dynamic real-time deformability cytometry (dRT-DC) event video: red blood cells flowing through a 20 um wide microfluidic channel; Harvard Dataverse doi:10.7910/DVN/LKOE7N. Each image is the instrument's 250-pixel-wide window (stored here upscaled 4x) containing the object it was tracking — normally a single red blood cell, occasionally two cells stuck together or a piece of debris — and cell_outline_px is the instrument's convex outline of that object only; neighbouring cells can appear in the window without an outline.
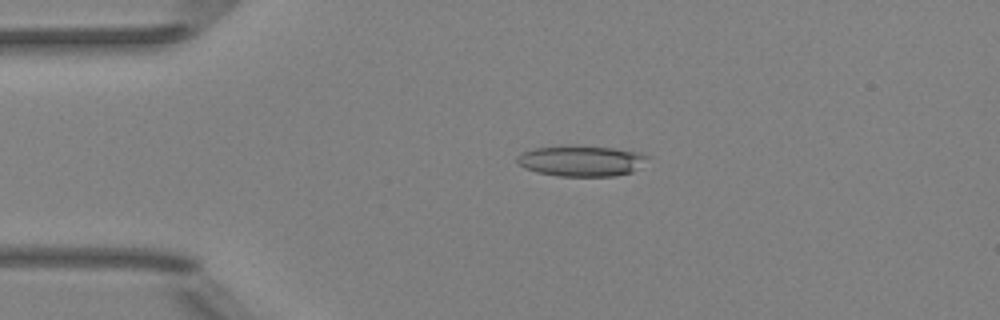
{"species": "Egyptian fruit bat (a non-hibernating species)", "species_latin": "Rousettus aegyptiacus", "temperature_condition": "room temperature", "stored_images_in_passage": 2, "camera_frame_rate_fps": 3000, "um_per_image_px": 0.085, "animal": {"sex": "female"}, "frame": {"image": 1, "passage_image": 1, "time_ms": 0.0, "image_size_px": [1000, 320], "cell_outline_px": [[648, 156], [632, 172], [616, 176], [556, 176], [536, 172], [524, 168], [516, 160], [516, 156], [524, 152], [536, 148], [564, 144], [612, 148], [640, 152]], "centroid_in_image_um": [49.35, 13.66], "position_along_channel_um": 35.7, "area_um2": 23.41}}